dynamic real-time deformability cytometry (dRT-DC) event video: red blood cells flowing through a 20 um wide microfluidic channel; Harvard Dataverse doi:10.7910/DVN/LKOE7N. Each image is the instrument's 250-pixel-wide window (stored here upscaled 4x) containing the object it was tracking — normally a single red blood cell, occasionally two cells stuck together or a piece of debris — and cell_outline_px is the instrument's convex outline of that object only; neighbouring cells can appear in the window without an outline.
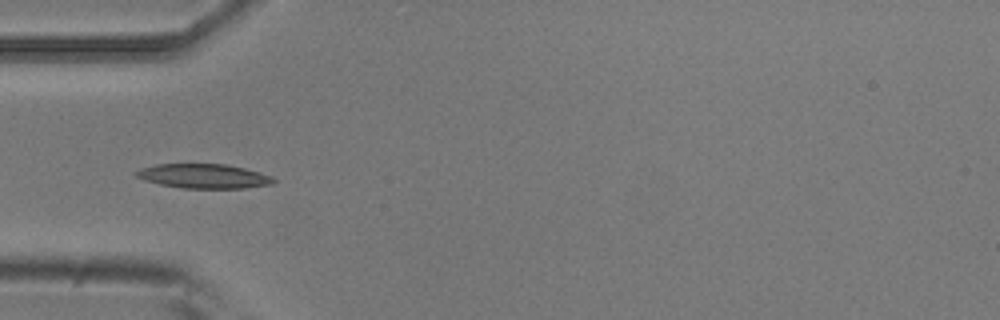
{"species": "common noctule bat (a hibernating species)", "species_latin": "Nyctalus noctula", "temperature_condition": "room temperature", "stored_images_in_passage": 8, "camera_frame_rate_fps": 3000, "um_per_image_px": 0.085, "animal": {"sex": "male", "body_mass_g": 20.5, "forearm_length_mm": 52.5}, "frame": {"image": 1, "passage_image": 4, "time_ms": 1.0, "image_size_px": [1000, 320], "cell_outline_px": [[276, 180], [272, 184], [244, 188], [184, 188], [160, 184], [144, 180], [136, 176], [132, 172], [140, 168], [156, 164], [228, 164], [260, 172], [272, 176]], "centroid_in_image_um": [17.3, 14.96], "position_along_channel_um": 67.7, "area_um2": 19.59}}
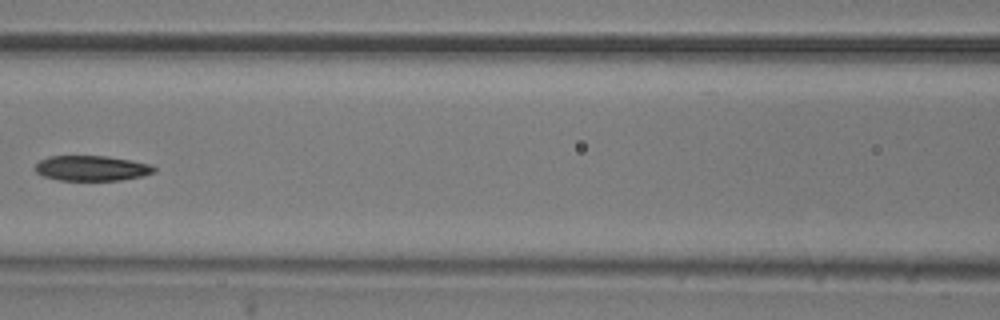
{"frame": {"image": 2, "passage_image": 6, "time_ms": 1.667, "image_size_px": [1000, 320], "cell_outline_px": [[156, 172], [144, 176], [120, 180], [60, 180], [44, 176], [36, 172], [32, 168], [40, 160], [48, 156], [108, 156], [152, 164], [156, 168]], "centroid_in_image_um": [7.81, 14.29], "position_along_channel_um": 158.8, "area_um2": 17.63}}
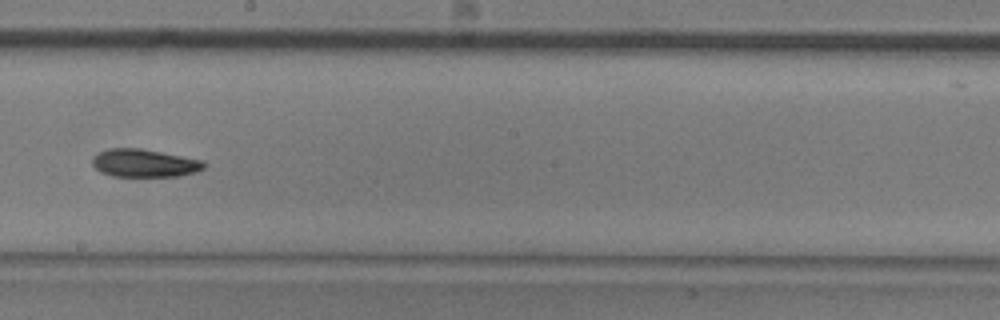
{"frame": {"image": 3, "passage_image": 8, "time_ms": 2.333, "image_size_px": [1000, 320], "cell_outline_px": [[208, 164], [204, 168], [196, 172], [180, 176], [112, 176], [100, 172], [92, 164], [92, 156], [108, 148], [140, 148], [204, 160]], "centroid_in_image_um": [12.29, 13.86], "position_along_channel_um": 235.9, "area_um2": 18.32}}